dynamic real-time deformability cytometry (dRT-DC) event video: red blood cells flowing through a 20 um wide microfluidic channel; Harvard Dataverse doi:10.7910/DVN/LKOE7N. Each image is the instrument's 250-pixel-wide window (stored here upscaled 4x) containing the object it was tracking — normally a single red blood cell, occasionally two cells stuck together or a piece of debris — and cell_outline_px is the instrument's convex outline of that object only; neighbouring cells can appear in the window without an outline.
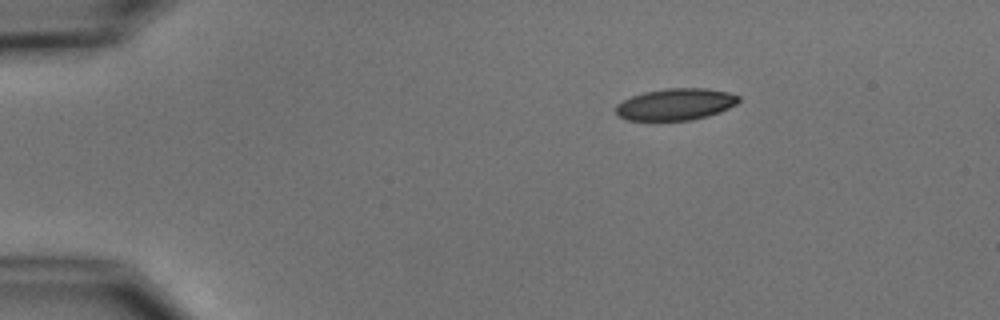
{"species": "common noctule bat (a hibernating species)", "species_latin": "Nyctalus noctula", "temperature_condition": "cold", "stored_images_in_passage": 6, "segment_of_instrument_passage": [2, 2], "camera_frame_rate_fps": 3000, "um_per_image_px": 0.085, "animal": {"sex": "male", "body_mass_g": 15.6}, "frame": {"image": 1, "passage_image": 6, "time_ms": 6.667, "image_size_px": [1000, 320], "cell_outline_px": [[740, 100], [736, 104], [720, 112], [708, 116], [692, 120], [628, 120], [616, 116], [616, 104], [632, 96], [644, 92], [668, 88], [708, 88], [728, 92], [740, 96]], "centroid_in_image_um": [57.43, 8.86], "position_along_channel_um": 27.6, "area_um2": 22.77}}